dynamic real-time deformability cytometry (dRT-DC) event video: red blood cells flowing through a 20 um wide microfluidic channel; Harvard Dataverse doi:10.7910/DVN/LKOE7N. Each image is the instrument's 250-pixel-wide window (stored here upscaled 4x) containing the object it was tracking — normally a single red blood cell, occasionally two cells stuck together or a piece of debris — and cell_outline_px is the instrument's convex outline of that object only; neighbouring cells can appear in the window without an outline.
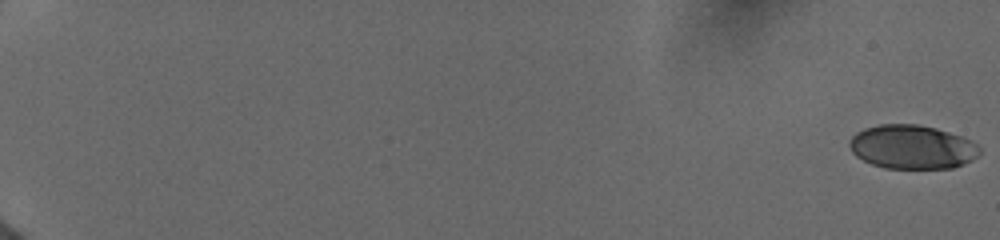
{"species": "human", "species_latin": "Homo sapiens", "temperature_condition": "cold", "stored_images_in_passage": 81, "camera_frame_rate_fps": 3000, "um_per_image_px": 0.085, "donor": {"sex": "female"}, "frame": {"image": 1, "passage_image": 1, "time_ms": 0.0, "image_size_px": [1000, 240], "cell_outline_px": [[980, 152], [972, 160], [964, 164], [952, 168], [884, 168], [872, 164], [856, 156], [852, 152], [848, 144], [848, 140], [856, 132], [864, 128], [880, 124], [916, 124], [936, 128], [964, 136], [972, 140], [980, 148]], "centroid_in_image_um": [77.53, 12.48], "position_along_channel_um": 7.5, "area_um2": 33.52}}
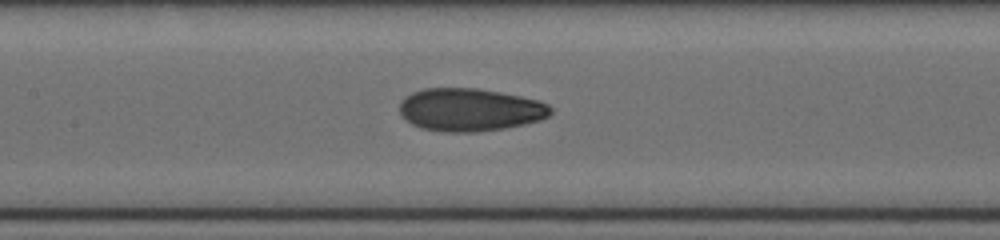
{"frame": {"image": 2, "passage_image": 47, "time_ms": 10.0, "image_size_px": [1000, 240], "cell_outline_px": [[552, 112], [548, 116], [540, 120], [524, 124], [504, 128], [472, 132], [444, 132], [420, 128], [412, 124], [400, 112], [400, 104], [412, 92], [424, 88], [476, 88], [500, 92], [520, 96], [536, 100], [548, 104], [552, 108]], "centroid_in_image_um": [39.96, 9.33], "position_along_channel_um": 167.4, "area_um2": 37.45}}
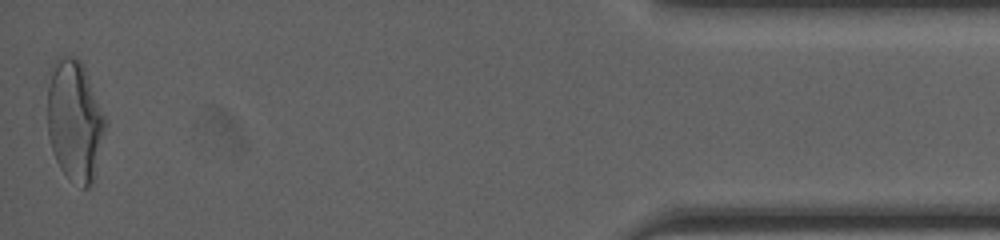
{"frame": {"image": 3, "passage_image": 81, "time_ms": 18.333, "image_size_px": [1000, 240], "cell_outline_px": [[108, 124], [92, 180], [88, 188], [84, 188], [68, 176], [60, 168], [56, 160], [48, 136], [48, 88], [52, 64], [60, 56], [76, 56], [80, 60], [84, 68]], "centroid_in_image_um": [6.35, 10.22], "position_along_channel_um": 428.9, "area_um2": 40.29}, "authors_computed_cell_mechanics": {"area_um2": 35.6626, "velocity_mm_per_s": 3.9361, "shape_relaxation_time_tau1_ms": 4.7009, "shape_relaxation_time_tau2_ms": 1.5908, "deformation_change_tau1": 0.1755, "deformation_change_tau2": 0.074}}